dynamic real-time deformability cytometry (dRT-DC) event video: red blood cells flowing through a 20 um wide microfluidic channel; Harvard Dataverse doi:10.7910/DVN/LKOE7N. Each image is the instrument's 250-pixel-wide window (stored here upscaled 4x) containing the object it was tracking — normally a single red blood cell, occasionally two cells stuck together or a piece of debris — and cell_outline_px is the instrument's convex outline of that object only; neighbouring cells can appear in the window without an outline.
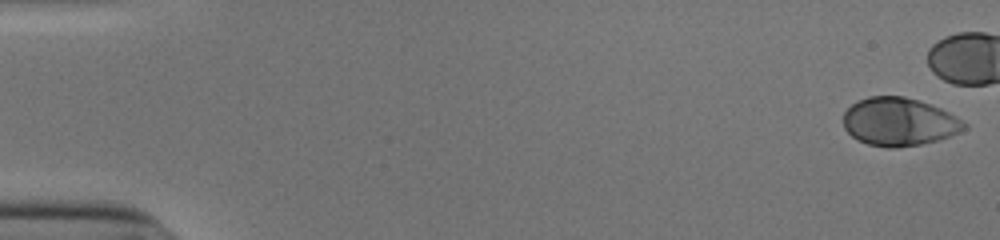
{"species": "human", "species_latin": "Homo sapiens", "temperature_condition": "cold", "stored_images_in_passage": 43, "camera_frame_rate_fps": 3000, "um_per_image_px": 0.085, "donor": {"sex": "male"}, "frame": {"image": 1, "passage_image": 1, "time_ms": 0.0, "image_size_px": [1000, 240], "cell_outline_px": [[968, 128], [960, 132], [940, 140], [920, 144], [896, 148], [888, 148], [868, 144], [852, 136], [844, 128], [844, 112], [852, 104], [868, 96], [904, 96], [920, 100], [940, 108], [956, 116], [968, 124]], "centroid_in_image_um": [76.46, 10.35], "position_along_channel_um": 8.5, "area_um2": 33.99}}
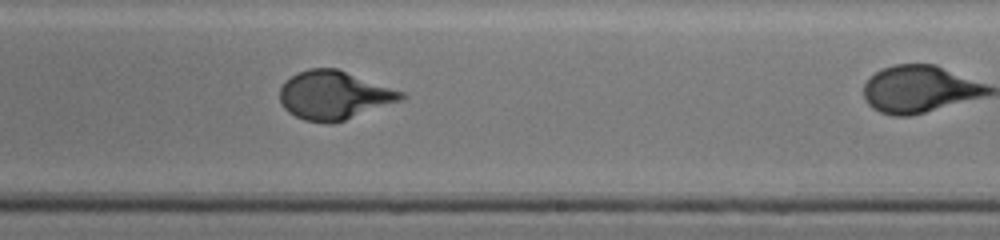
{"frame": {"image": 2, "passage_image": 33, "time_ms": 10.667, "image_size_px": [1000, 240], "cell_outline_px": [[408, 96], [404, 100], [332, 124], [324, 124], [304, 120], [288, 112], [284, 108], [280, 100], [280, 88], [284, 80], [296, 72], [308, 68], [336, 68], [404, 92]], "centroid_in_image_um": [28.38, 8.1], "position_along_channel_um": 260.6, "area_um2": 34.62}}
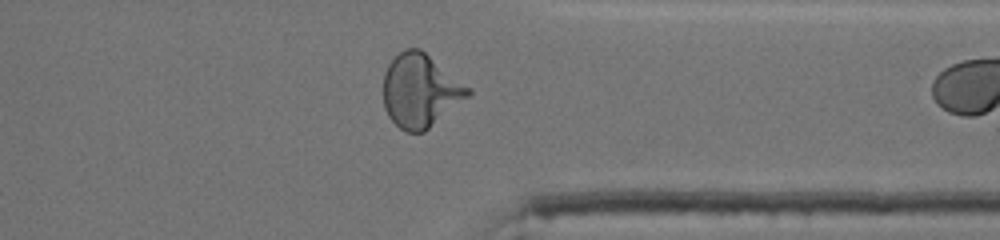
{"frame": {"image": 3, "passage_image": 42, "time_ms": 13.667, "image_size_px": [1000, 240], "cell_outline_px": [[472, 92], [468, 96], [424, 132], [404, 132], [388, 116], [384, 108], [384, 72], [388, 64], [404, 48], [420, 48], [472, 88]], "centroid_in_image_um": [35.72, 7.69], "position_along_channel_um": 375.7, "area_um2": 36.07}}